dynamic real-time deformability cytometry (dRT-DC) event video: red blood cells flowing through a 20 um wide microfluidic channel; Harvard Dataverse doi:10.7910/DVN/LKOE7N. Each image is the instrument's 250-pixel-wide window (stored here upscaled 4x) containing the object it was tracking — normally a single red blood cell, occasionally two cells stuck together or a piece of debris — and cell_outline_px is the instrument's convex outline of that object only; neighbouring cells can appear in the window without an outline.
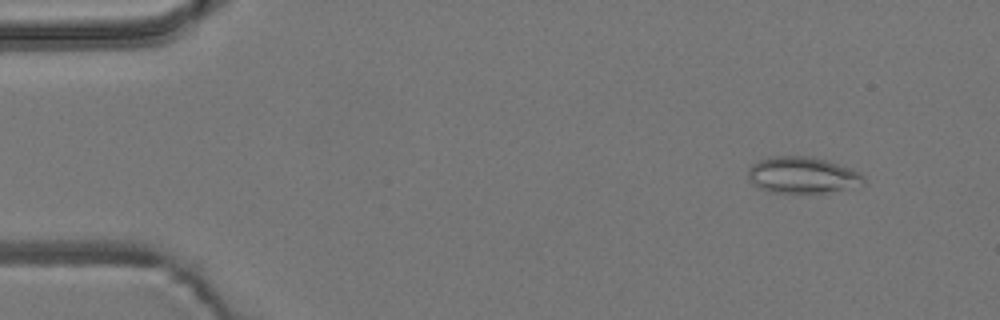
{"species": "common noctule bat (a hibernating species)", "species_latin": "Nyctalus noctula", "temperature_condition": "room temperature", "stored_images_in_passage": 3, "camera_frame_rate_fps": 3000, "um_per_image_px": 0.085, "animal": {"sex": "male", "body_mass_g": 19.2, "forearm_length_mm": 51.8}, "frame": {"image": 1, "passage_image": 1, "time_ms": 0.0, "image_size_px": [1000, 320], "cell_outline_px": [[868, 184], [824, 192], [772, 192], [752, 184], [748, 176], [748, 168], [752, 164], [760, 160], [772, 156], [812, 156], [852, 168], [860, 172], [864, 176]], "centroid_in_image_um": [68.24, 14.86], "position_along_channel_um": 16.8, "area_um2": 24.45}}